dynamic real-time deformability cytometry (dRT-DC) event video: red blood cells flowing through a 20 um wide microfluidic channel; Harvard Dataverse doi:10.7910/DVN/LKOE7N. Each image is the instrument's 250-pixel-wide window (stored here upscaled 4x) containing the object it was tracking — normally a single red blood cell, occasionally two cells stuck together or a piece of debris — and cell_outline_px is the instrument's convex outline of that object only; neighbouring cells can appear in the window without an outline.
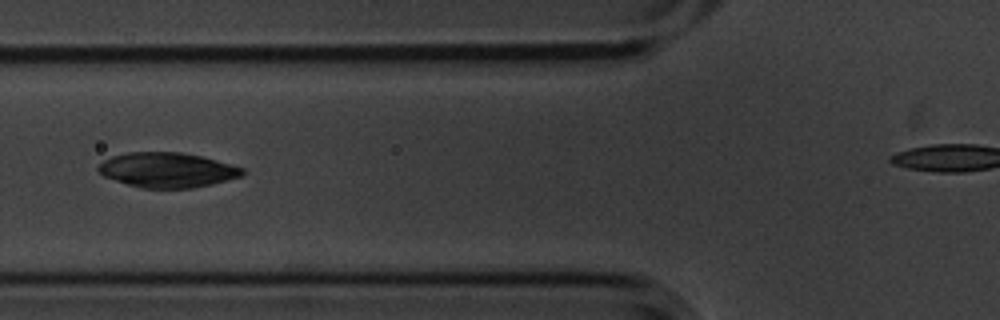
{"species": "common noctule bat (a hibernating species)", "species_latin": "Nyctalus noctula", "temperature_condition": "cold", "stored_images_in_passage": 6, "segment_of_instrument_passage": [1, 2], "camera_frame_rate_fps": 3000, "um_per_image_px": 0.085, "animal": {"sex": "male", "body_mass_g": 20.1, "forearm_length_mm": 53.5}, "frame": {"image": 1, "passage_image": 3, "time_ms": 0.667, "image_size_px": [1000, 320], "cell_outline_px": [[244, 172], [240, 176], [212, 184], [192, 188], [144, 188], [128, 184], [104, 176], [96, 168], [104, 160], [112, 156], [128, 152], [180, 152], [200, 156], [232, 164], [244, 168]], "centroid_in_image_um": [14.22, 14.44], "position_along_channel_um": 111.6, "area_um2": 29.02}}
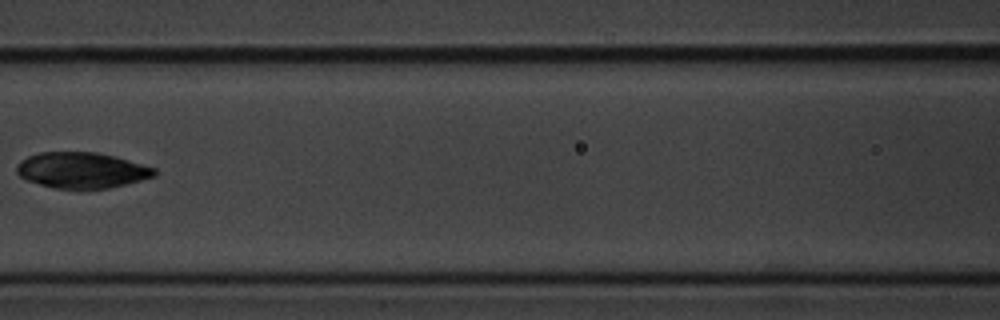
{"frame": {"image": 2, "passage_image": 4, "time_ms": 1.0, "image_size_px": [1000, 320], "cell_outline_px": [[156, 176], [108, 188], [56, 188], [40, 184], [28, 180], [20, 176], [16, 172], [16, 168], [20, 160], [28, 156], [40, 152], [96, 152], [116, 156], [156, 168]], "centroid_in_image_um": [6.95, 14.45], "position_along_channel_um": 159.6, "area_um2": 28.55}}
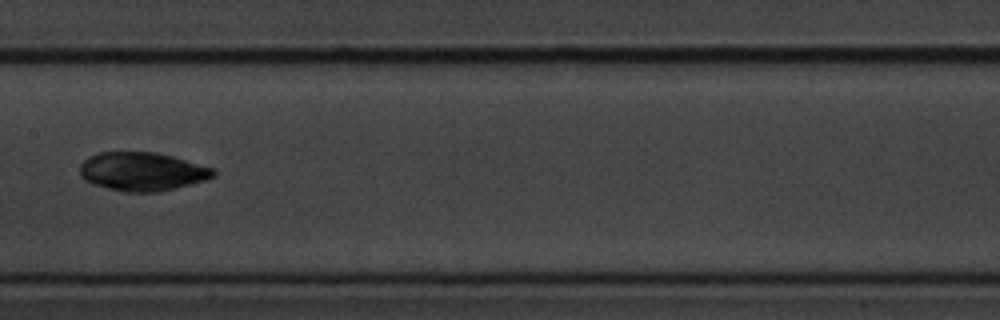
{"frame": {"image": 3, "passage_image": 5, "time_ms": 1.333, "image_size_px": [1000, 320], "cell_outline_px": [[216, 176], [204, 180], [156, 192], [124, 192], [92, 184], [84, 180], [80, 176], [80, 164], [88, 156], [100, 152], [156, 152], [172, 156], [216, 168]], "centroid_in_image_um": [12.07, 14.57], "position_along_channel_um": 195.3, "area_um2": 30.06}}